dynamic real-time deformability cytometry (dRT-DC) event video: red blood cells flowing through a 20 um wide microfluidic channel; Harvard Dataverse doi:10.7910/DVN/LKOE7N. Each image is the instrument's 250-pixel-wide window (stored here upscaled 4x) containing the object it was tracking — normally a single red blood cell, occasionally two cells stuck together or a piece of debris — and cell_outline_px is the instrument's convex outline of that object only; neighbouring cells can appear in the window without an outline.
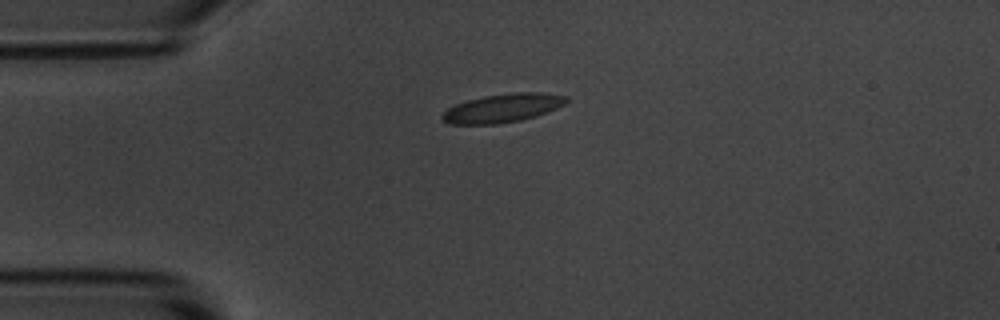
{"species": "common noctule bat (a hibernating species)", "species_latin": "Nyctalus noctula", "temperature_condition": "room temperature", "stored_images_in_passage": 5, "camera_frame_rate_fps": 3000, "um_per_image_px": 0.085, "animal": {"sex": "male", "body_mass_g": 20.1, "forearm_length_mm": 53.5}, "frame": {"image": 1, "passage_image": 1, "time_ms": 0.0, "image_size_px": [1000, 320], "cell_outline_px": [[568, 100], [564, 104], [556, 108], [536, 116], [520, 120], [496, 124], [452, 124], [444, 120], [440, 116], [448, 108], [456, 104], [468, 100], [484, 96], [516, 92], [544, 92], [568, 96]], "centroid_in_image_um": [42.75, 9.18], "position_along_channel_um": 42.2, "area_um2": 20.52}}
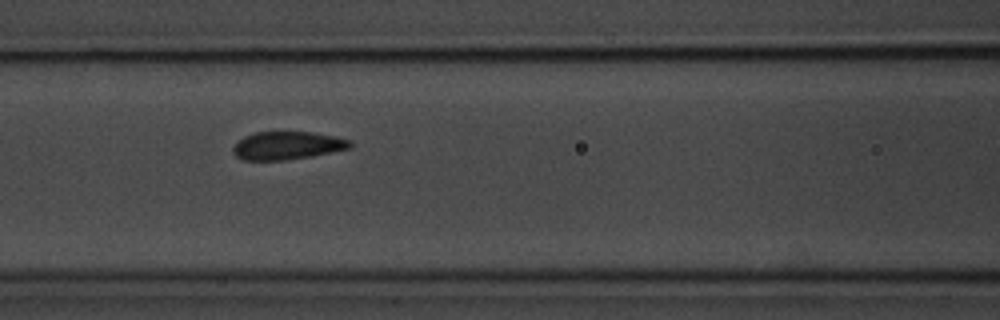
{"frame": {"image": 2, "passage_image": 4, "time_ms": 3.333, "image_size_px": [1000, 320], "cell_outline_px": [[352, 148], [312, 156], [288, 160], [244, 160], [236, 156], [232, 152], [232, 148], [244, 136], [256, 132], [312, 132], [336, 136], [352, 140]], "centroid_in_image_um": [24.46, 12.37], "position_along_channel_um": 142.1, "area_um2": 19.25}}
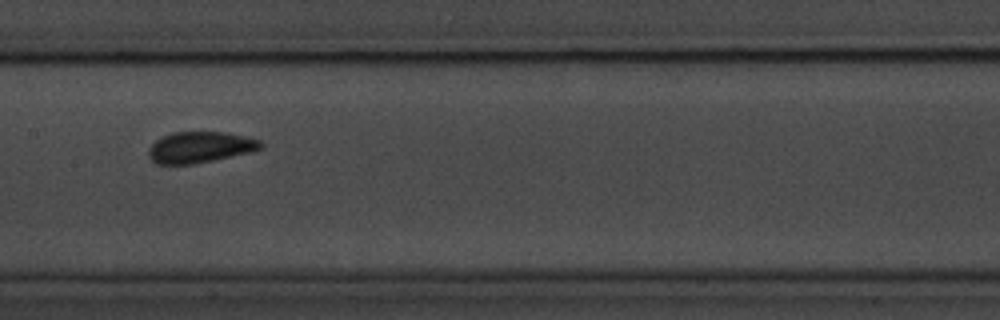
{"frame": {"image": 3, "passage_image": 5, "time_ms": 4.667, "image_size_px": [1000, 320], "cell_outline_px": [[264, 148], [248, 152], [212, 160], [192, 164], [156, 164], [148, 156], [148, 148], [156, 140], [172, 132], [224, 132], [244, 136], [260, 140], [264, 144]], "centroid_in_image_um": [16.99, 12.51], "position_along_channel_um": 190.4, "area_um2": 20.17}}